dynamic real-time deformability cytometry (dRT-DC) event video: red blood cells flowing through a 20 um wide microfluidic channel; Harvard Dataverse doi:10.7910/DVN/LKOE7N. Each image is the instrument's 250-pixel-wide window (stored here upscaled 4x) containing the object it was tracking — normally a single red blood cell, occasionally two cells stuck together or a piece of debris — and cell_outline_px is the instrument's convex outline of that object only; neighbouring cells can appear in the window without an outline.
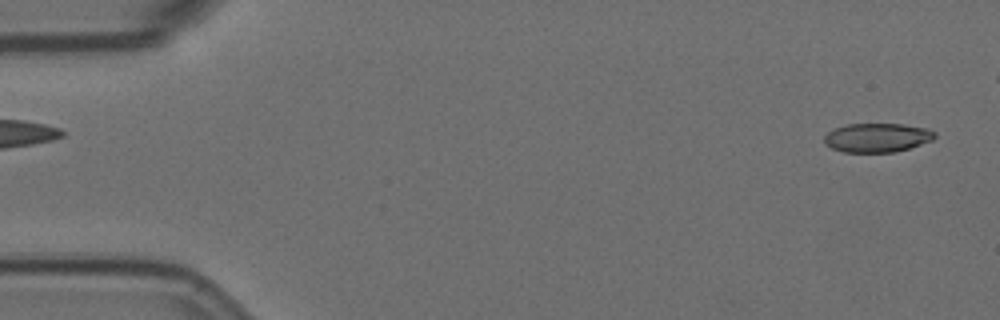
{"species": "Egyptian fruit bat (a non-hibernating species)", "species_latin": "Rousettus aegyptiacus", "temperature_condition": "room temperature", "stored_images_in_passage": 50, "camera_frame_rate_fps": 3000, "um_per_image_px": 0.085, "animal": {"sex": "female"}, "frame": {"image": 1, "passage_image": 2, "time_ms": 0.333, "image_size_px": [1000, 320], "cell_outline_px": [[936, 136], [932, 140], [896, 152], [844, 152], [832, 148], [824, 144], [824, 136], [832, 128], [848, 124], [904, 124], [928, 128], [936, 132]], "centroid_in_image_um": [74.55, 11.69], "position_along_channel_um": 10.5, "area_um2": 18.79}}
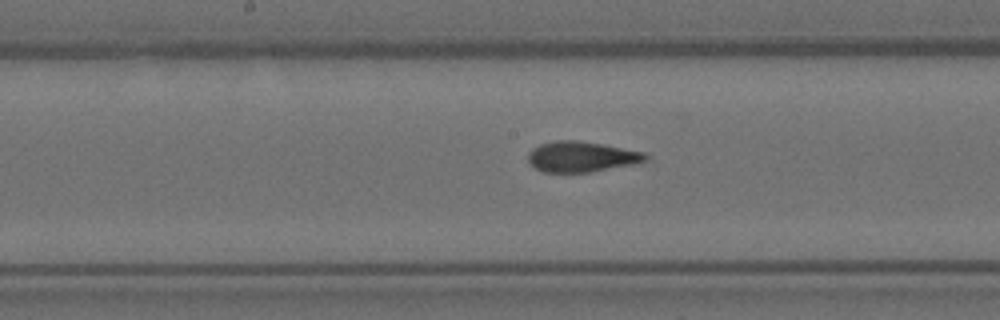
{"frame": {"image": 2, "passage_image": 28, "time_ms": 9.0, "image_size_px": [1000, 320], "cell_outline_px": [[644, 160], [636, 164], [588, 172], [544, 172], [536, 168], [528, 160], [528, 152], [532, 148], [540, 144], [556, 140], [576, 140], [600, 144], [644, 152]], "centroid_in_image_um": [49.36, 13.32], "position_along_channel_um": 198.8, "area_um2": 20.52}}
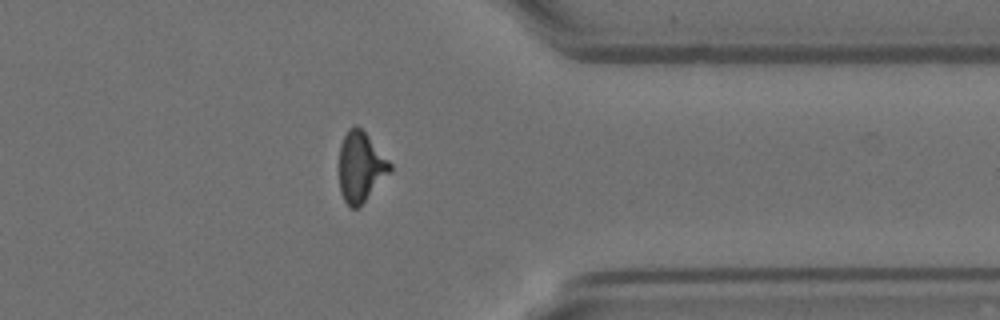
{"frame": {"image": 3, "passage_image": 44, "time_ms": 14.333, "image_size_px": [1000, 320], "cell_outline_px": [[392, 172], [356, 208], [352, 208], [344, 200], [340, 192], [340, 144], [348, 128], [356, 124], [368, 136], [392, 164]], "centroid_in_image_um": [30.67, 14.16], "position_along_channel_um": 380.7, "area_um2": 20.46}}